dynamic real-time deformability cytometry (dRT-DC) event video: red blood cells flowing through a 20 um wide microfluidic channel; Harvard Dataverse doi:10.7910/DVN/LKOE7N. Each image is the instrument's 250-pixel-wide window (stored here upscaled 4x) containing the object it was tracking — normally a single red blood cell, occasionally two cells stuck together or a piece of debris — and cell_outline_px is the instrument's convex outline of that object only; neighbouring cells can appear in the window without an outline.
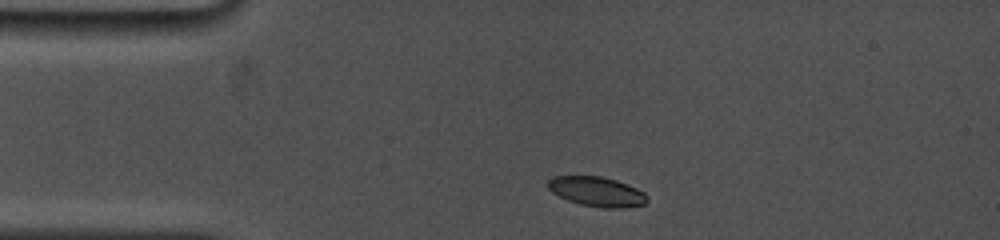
{"species": "common noctule bat (a hibernating species)", "species_latin": "Nyctalus noctula", "temperature_condition": "cold", "stored_images_in_passage": 2, "camera_frame_rate_fps": 5000, "um_per_image_px": 0.085, "animal": {"sex": "female", "body_mass_g": 19.0, "forearm_length_mm": 53.3}, "frame": {"image": 1, "passage_image": 1, "time_ms": 0.0, "image_size_px": [1000, 240], "cell_outline_px": [[648, 200], [644, 204], [624, 208], [604, 208], [580, 204], [568, 200], [552, 192], [548, 188], [548, 180], [552, 176], [604, 176], [616, 180], [636, 188], [644, 192], [648, 196]], "centroid_in_image_um": [50.74, 16.28], "position_along_channel_um": 34.3, "area_um2": 17.17}}